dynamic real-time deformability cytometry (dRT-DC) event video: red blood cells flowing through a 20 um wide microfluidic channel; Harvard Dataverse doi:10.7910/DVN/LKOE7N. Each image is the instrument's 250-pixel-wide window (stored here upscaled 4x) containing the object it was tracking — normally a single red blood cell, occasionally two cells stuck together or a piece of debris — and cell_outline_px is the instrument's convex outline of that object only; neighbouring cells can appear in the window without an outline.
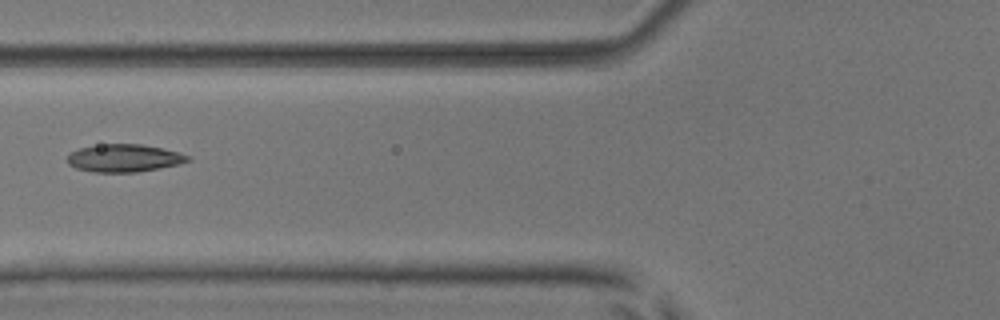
{"species": "common noctule bat (a hibernating species)", "species_latin": "Nyctalus noctula", "temperature_condition": "room temperature", "stored_images_in_passage": 7, "camera_frame_rate_fps": 3000, "um_per_image_px": 0.085, "animal": {"sex": "male", "body_mass_g": 17.9, "forearm_length_mm": 54.2}, "frame": {"image": 1, "passage_image": 6, "time_ms": 6.0, "image_size_px": [1000, 320], "cell_outline_px": [[192, 160], [180, 164], [160, 168], [136, 172], [96, 172], [76, 168], [68, 164], [68, 152], [80, 148], [100, 144], [140, 144], [164, 148], [188, 156]], "centroid_in_image_um": [10.54, 13.43], "position_along_channel_um": 115.3, "area_um2": 19.42}}
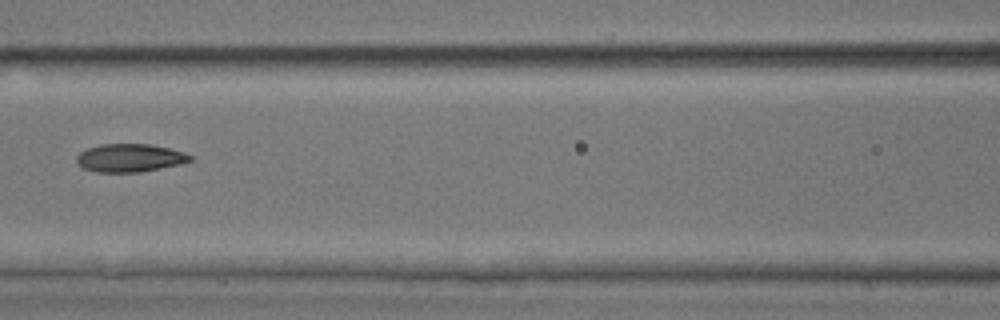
{"frame": {"image": 2, "passage_image": 7, "time_ms": 7.0, "image_size_px": [1000, 320], "cell_outline_px": [[192, 160], [180, 164], [140, 172], [96, 172], [84, 168], [76, 160], [76, 156], [80, 152], [88, 148], [100, 144], [148, 144], [168, 148], [184, 152], [192, 156]], "centroid_in_image_um": [11.03, 13.42], "position_along_channel_um": 155.6, "area_um2": 18.44}}